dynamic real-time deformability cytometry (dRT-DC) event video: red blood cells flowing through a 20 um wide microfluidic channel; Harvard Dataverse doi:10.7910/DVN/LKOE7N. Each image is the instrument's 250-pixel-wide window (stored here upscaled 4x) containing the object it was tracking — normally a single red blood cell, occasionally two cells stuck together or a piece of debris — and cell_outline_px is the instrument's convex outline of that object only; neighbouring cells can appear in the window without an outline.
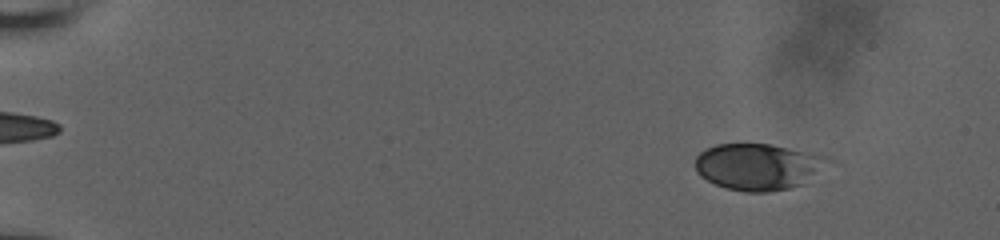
{"species": "human", "species_latin": "Homo sapiens", "temperature_condition": "room temperature", "stored_images_in_passage": 56, "camera_frame_rate_fps": 3000, "um_per_image_px": 0.085, "donor": {"sex": "male"}, "frame": {"image": 1, "passage_image": 7, "time_ms": 2.0, "image_size_px": [1000, 240], "cell_outline_px": [[836, 160], [804, 184], [788, 188], [768, 192], [744, 192], [724, 188], [700, 176], [696, 172], [696, 156], [700, 152], [716, 144], [768, 144], [812, 152], [832, 156]], "centroid_in_image_um": [64.53, 14.16], "position_along_channel_um": 20.5, "area_um2": 36.53}}
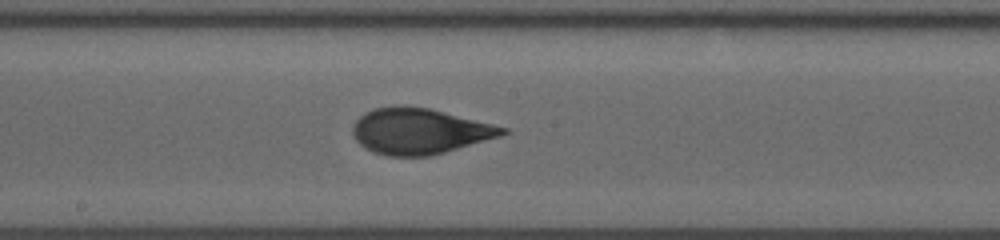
{"frame": {"image": 2, "passage_image": 33, "time_ms": 10.667, "image_size_px": [1000, 240], "cell_outline_px": [[512, 132], [500, 136], [444, 152], [428, 156], [388, 156], [372, 152], [364, 148], [356, 140], [352, 132], [352, 124], [364, 112], [376, 108], [428, 108], [508, 128]], "centroid_in_image_um": [35.65, 11.18], "position_along_channel_um": 212.6, "area_um2": 39.19}}
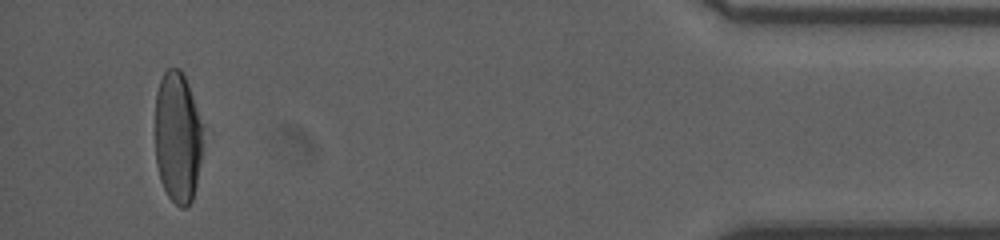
{"frame": {"image": 3, "passage_image": 54, "time_ms": 17.667, "image_size_px": [1000, 240], "cell_outline_px": [[200, 160], [196, 184], [192, 200], [184, 208], [180, 208], [168, 196], [160, 180], [156, 164], [156, 92], [160, 80], [164, 72], [168, 68], [180, 68], [188, 84], [200, 124]], "centroid_in_image_um": [15.05, 11.69], "position_along_channel_um": 420.1, "area_um2": 35.66}, "authors_computed_cell_mechanics": {"area_um2": 38.8416, "velocity_mm_per_s": 3.8501, "shape_relaxation_time_tau1_ms": 4.7791, "shape_relaxation_time_tau2_ms": 0.8685, "deformation_change_tau1": 0.1726, "deformation_change_tau2": 0.0687}}